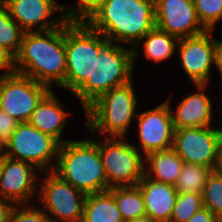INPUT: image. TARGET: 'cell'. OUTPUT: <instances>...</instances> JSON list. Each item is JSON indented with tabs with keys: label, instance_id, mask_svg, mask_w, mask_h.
<instances>
[{
	"label": "cell",
	"instance_id": "6da1fadb",
	"mask_svg": "<svg viewBox=\"0 0 222 222\" xmlns=\"http://www.w3.org/2000/svg\"><path fill=\"white\" fill-rule=\"evenodd\" d=\"M15 72L29 76L50 89H65V21L49 31L24 32L15 56Z\"/></svg>",
	"mask_w": 222,
	"mask_h": 222
},
{
	"label": "cell",
	"instance_id": "7a4b0ae2",
	"mask_svg": "<svg viewBox=\"0 0 222 222\" xmlns=\"http://www.w3.org/2000/svg\"><path fill=\"white\" fill-rule=\"evenodd\" d=\"M87 24L108 41L133 48L155 27V0H105Z\"/></svg>",
	"mask_w": 222,
	"mask_h": 222
},
{
	"label": "cell",
	"instance_id": "3957f363",
	"mask_svg": "<svg viewBox=\"0 0 222 222\" xmlns=\"http://www.w3.org/2000/svg\"><path fill=\"white\" fill-rule=\"evenodd\" d=\"M53 172L86 195L110 189L95 136L62 143Z\"/></svg>",
	"mask_w": 222,
	"mask_h": 222
},
{
	"label": "cell",
	"instance_id": "277c9868",
	"mask_svg": "<svg viewBox=\"0 0 222 222\" xmlns=\"http://www.w3.org/2000/svg\"><path fill=\"white\" fill-rule=\"evenodd\" d=\"M134 72L132 48L107 41L94 59L91 77L72 94L78 98L84 112L103 93L133 81Z\"/></svg>",
	"mask_w": 222,
	"mask_h": 222
},
{
	"label": "cell",
	"instance_id": "5b68a950",
	"mask_svg": "<svg viewBox=\"0 0 222 222\" xmlns=\"http://www.w3.org/2000/svg\"><path fill=\"white\" fill-rule=\"evenodd\" d=\"M133 81L103 93L85 110V126L90 135L126 137L137 117L138 97ZM97 133V134H96Z\"/></svg>",
	"mask_w": 222,
	"mask_h": 222
},
{
	"label": "cell",
	"instance_id": "8992f818",
	"mask_svg": "<svg viewBox=\"0 0 222 222\" xmlns=\"http://www.w3.org/2000/svg\"><path fill=\"white\" fill-rule=\"evenodd\" d=\"M107 41L87 23L65 21V90L73 93L87 77H91L94 59Z\"/></svg>",
	"mask_w": 222,
	"mask_h": 222
},
{
	"label": "cell",
	"instance_id": "52a82bcc",
	"mask_svg": "<svg viewBox=\"0 0 222 222\" xmlns=\"http://www.w3.org/2000/svg\"><path fill=\"white\" fill-rule=\"evenodd\" d=\"M61 143L43 133L29 122L18 123L1 153L9 158L27 162L41 172L54 171Z\"/></svg>",
	"mask_w": 222,
	"mask_h": 222
},
{
	"label": "cell",
	"instance_id": "ba28073f",
	"mask_svg": "<svg viewBox=\"0 0 222 222\" xmlns=\"http://www.w3.org/2000/svg\"><path fill=\"white\" fill-rule=\"evenodd\" d=\"M99 153L109 187L136 186L144 176V156L126 137H100Z\"/></svg>",
	"mask_w": 222,
	"mask_h": 222
},
{
	"label": "cell",
	"instance_id": "9c48e42d",
	"mask_svg": "<svg viewBox=\"0 0 222 222\" xmlns=\"http://www.w3.org/2000/svg\"><path fill=\"white\" fill-rule=\"evenodd\" d=\"M41 174L44 177L39 179L37 200L51 222H81L87 195L53 171Z\"/></svg>",
	"mask_w": 222,
	"mask_h": 222
},
{
	"label": "cell",
	"instance_id": "30bf717a",
	"mask_svg": "<svg viewBox=\"0 0 222 222\" xmlns=\"http://www.w3.org/2000/svg\"><path fill=\"white\" fill-rule=\"evenodd\" d=\"M213 31L201 35L180 38L176 53L184 73L191 84L207 85L212 68L219 70V51L222 41L213 37Z\"/></svg>",
	"mask_w": 222,
	"mask_h": 222
},
{
	"label": "cell",
	"instance_id": "8fae6325",
	"mask_svg": "<svg viewBox=\"0 0 222 222\" xmlns=\"http://www.w3.org/2000/svg\"><path fill=\"white\" fill-rule=\"evenodd\" d=\"M51 90L18 72L0 76V109L19 123L29 122L33 111Z\"/></svg>",
	"mask_w": 222,
	"mask_h": 222
},
{
	"label": "cell",
	"instance_id": "7c38bea8",
	"mask_svg": "<svg viewBox=\"0 0 222 222\" xmlns=\"http://www.w3.org/2000/svg\"><path fill=\"white\" fill-rule=\"evenodd\" d=\"M222 126L175 129L172 148L184 163L215 168Z\"/></svg>",
	"mask_w": 222,
	"mask_h": 222
},
{
	"label": "cell",
	"instance_id": "4fadbf2b",
	"mask_svg": "<svg viewBox=\"0 0 222 222\" xmlns=\"http://www.w3.org/2000/svg\"><path fill=\"white\" fill-rule=\"evenodd\" d=\"M40 173L32 164L0 153V197L15 205L30 204L38 197Z\"/></svg>",
	"mask_w": 222,
	"mask_h": 222
},
{
	"label": "cell",
	"instance_id": "5bb4252c",
	"mask_svg": "<svg viewBox=\"0 0 222 222\" xmlns=\"http://www.w3.org/2000/svg\"><path fill=\"white\" fill-rule=\"evenodd\" d=\"M138 141L133 146L145 157L151 152L171 148L174 138V125L167 102L160 103L153 109L138 112Z\"/></svg>",
	"mask_w": 222,
	"mask_h": 222
},
{
	"label": "cell",
	"instance_id": "9a60e30c",
	"mask_svg": "<svg viewBox=\"0 0 222 222\" xmlns=\"http://www.w3.org/2000/svg\"><path fill=\"white\" fill-rule=\"evenodd\" d=\"M10 17L24 32L49 31L64 21L61 4L56 0H0ZM58 12L60 16H52Z\"/></svg>",
	"mask_w": 222,
	"mask_h": 222
},
{
	"label": "cell",
	"instance_id": "2e32d148",
	"mask_svg": "<svg viewBox=\"0 0 222 222\" xmlns=\"http://www.w3.org/2000/svg\"><path fill=\"white\" fill-rule=\"evenodd\" d=\"M155 27L178 39L207 31L198 20L193 0H155Z\"/></svg>",
	"mask_w": 222,
	"mask_h": 222
},
{
	"label": "cell",
	"instance_id": "e0dca14e",
	"mask_svg": "<svg viewBox=\"0 0 222 222\" xmlns=\"http://www.w3.org/2000/svg\"><path fill=\"white\" fill-rule=\"evenodd\" d=\"M207 86L209 84L194 85L198 91L186 95L180 103L178 102L175 111L171 108L170 99L166 100L175 129L212 126L214 111L211 96L205 93Z\"/></svg>",
	"mask_w": 222,
	"mask_h": 222
},
{
	"label": "cell",
	"instance_id": "ac0fdd59",
	"mask_svg": "<svg viewBox=\"0 0 222 222\" xmlns=\"http://www.w3.org/2000/svg\"><path fill=\"white\" fill-rule=\"evenodd\" d=\"M65 104L51 90L33 111L29 123L43 133H47L57 139L61 144L67 142L63 139L65 126L70 117Z\"/></svg>",
	"mask_w": 222,
	"mask_h": 222
},
{
	"label": "cell",
	"instance_id": "d6986e66",
	"mask_svg": "<svg viewBox=\"0 0 222 222\" xmlns=\"http://www.w3.org/2000/svg\"><path fill=\"white\" fill-rule=\"evenodd\" d=\"M137 186L144 198L146 215L159 222H170L178 195L175 186L154 181L145 175Z\"/></svg>",
	"mask_w": 222,
	"mask_h": 222
},
{
	"label": "cell",
	"instance_id": "ffe728a7",
	"mask_svg": "<svg viewBox=\"0 0 222 222\" xmlns=\"http://www.w3.org/2000/svg\"><path fill=\"white\" fill-rule=\"evenodd\" d=\"M183 164L172 147L151 152L144 157V175L157 182L175 185Z\"/></svg>",
	"mask_w": 222,
	"mask_h": 222
},
{
	"label": "cell",
	"instance_id": "44dd1931",
	"mask_svg": "<svg viewBox=\"0 0 222 222\" xmlns=\"http://www.w3.org/2000/svg\"><path fill=\"white\" fill-rule=\"evenodd\" d=\"M178 40L174 35L154 27L132 48L134 69L136 68L137 58H139L140 50L138 48L140 43L143 45V53L146 59L158 64L174 55Z\"/></svg>",
	"mask_w": 222,
	"mask_h": 222
},
{
	"label": "cell",
	"instance_id": "7402d4cb",
	"mask_svg": "<svg viewBox=\"0 0 222 222\" xmlns=\"http://www.w3.org/2000/svg\"><path fill=\"white\" fill-rule=\"evenodd\" d=\"M81 222H124V219L108 190L86 196Z\"/></svg>",
	"mask_w": 222,
	"mask_h": 222
},
{
	"label": "cell",
	"instance_id": "603a6c76",
	"mask_svg": "<svg viewBox=\"0 0 222 222\" xmlns=\"http://www.w3.org/2000/svg\"><path fill=\"white\" fill-rule=\"evenodd\" d=\"M109 191L114 195L124 222L146 215L144 198L137 185L115 186L111 187Z\"/></svg>",
	"mask_w": 222,
	"mask_h": 222
},
{
	"label": "cell",
	"instance_id": "cb8c5ba5",
	"mask_svg": "<svg viewBox=\"0 0 222 222\" xmlns=\"http://www.w3.org/2000/svg\"><path fill=\"white\" fill-rule=\"evenodd\" d=\"M213 169L206 166L184 163L176 182L178 193L197 192L203 194L207 179Z\"/></svg>",
	"mask_w": 222,
	"mask_h": 222
},
{
	"label": "cell",
	"instance_id": "d4e9b609",
	"mask_svg": "<svg viewBox=\"0 0 222 222\" xmlns=\"http://www.w3.org/2000/svg\"><path fill=\"white\" fill-rule=\"evenodd\" d=\"M23 34L24 31L0 2V45L15 57L20 49Z\"/></svg>",
	"mask_w": 222,
	"mask_h": 222
},
{
	"label": "cell",
	"instance_id": "484cf974",
	"mask_svg": "<svg viewBox=\"0 0 222 222\" xmlns=\"http://www.w3.org/2000/svg\"><path fill=\"white\" fill-rule=\"evenodd\" d=\"M203 206L202 194L178 193L170 222H187Z\"/></svg>",
	"mask_w": 222,
	"mask_h": 222
},
{
	"label": "cell",
	"instance_id": "4316f807",
	"mask_svg": "<svg viewBox=\"0 0 222 222\" xmlns=\"http://www.w3.org/2000/svg\"><path fill=\"white\" fill-rule=\"evenodd\" d=\"M203 206L222 222V175L214 170L207 179L203 194Z\"/></svg>",
	"mask_w": 222,
	"mask_h": 222
},
{
	"label": "cell",
	"instance_id": "83f0119b",
	"mask_svg": "<svg viewBox=\"0 0 222 222\" xmlns=\"http://www.w3.org/2000/svg\"><path fill=\"white\" fill-rule=\"evenodd\" d=\"M104 2L105 0H78L67 8L61 5L62 15L69 23H87Z\"/></svg>",
	"mask_w": 222,
	"mask_h": 222
},
{
	"label": "cell",
	"instance_id": "f1b7e54d",
	"mask_svg": "<svg viewBox=\"0 0 222 222\" xmlns=\"http://www.w3.org/2000/svg\"><path fill=\"white\" fill-rule=\"evenodd\" d=\"M199 22L207 31H214L222 19V0H193Z\"/></svg>",
	"mask_w": 222,
	"mask_h": 222
},
{
	"label": "cell",
	"instance_id": "f546056e",
	"mask_svg": "<svg viewBox=\"0 0 222 222\" xmlns=\"http://www.w3.org/2000/svg\"><path fill=\"white\" fill-rule=\"evenodd\" d=\"M9 222H51V219L38 206L21 204L13 207Z\"/></svg>",
	"mask_w": 222,
	"mask_h": 222
},
{
	"label": "cell",
	"instance_id": "4dcf8cb0",
	"mask_svg": "<svg viewBox=\"0 0 222 222\" xmlns=\"http://www.w3.org/2000/svg\"><path fill=\"white\" fill-rule=\"evenodd\" d=\"M19 122L0 109V150L9 142Z\"/></svg>",
	"mask_w": 222,
	"mask_h": 222
},
{
	"label": "cell",
	"instance_id": "1f68e13d",
	"mask_svg": "<svg viewBox=\"0 0 222 222\" xmlns=\"http://www.w3.org/2000/svg\"><path fill=\"white\" fill-rule=\"evenodd\" d=\"M14 72L15 57L0 45V76H5Z\"/></svg>",
	"mask_w": 222,
	"mask_h": 222
},
{
	"label": "cell",
	"instance_id": "d6a6232c",
	"mask_svg": "<svg viewBox=\"0 0 222 222\" xmlns=\"http://www.w3.org/2000/svg\"><path fill=\"white\" fill-rule=\"evenodd\" d=\"M187 222H221L209 209L202 207Z\"/></svg>",
	"mask_w": 222,
	"mask_h": 222
},
{
	"label": "cell",
	"instance_id": "836d02e7",
	"mask_svg": "<svg viewBox=\"0 0 222 222\" xmlns=\"http://www.w3.org/2000/svg\"><path fill=\"white\" fill-rule=\"evenodd\" d=\"M14 206L15 204L12 201L0 197V222H9Z\"/></svg>",
	"mask_w": 222,
	"mask_h": 222
},
{
	"label": "cell",
	"instance_id": "e575fe53",
	"mask_svg": "<svg viewBox=\"0 0 222 222\" xmlns=\"http://www.w3.org/2000/svg\"><path fill=\"white\" fill-rule=\"evenodd\" d=\"M214 171L218 173L219 175H222V134L218 143L217 161H216V166L214 168Z\"/></svg>",
	"mask_w": 222,
	"mask_h": 222
},
{
	"label": "cell",
	"instance_id": "d590c367",
	"mask_svg": "<svg viewBox=\"0 0 222 222\" xmlns=\"http://www.w3.org/2000/svg\"><path fill=\"white\" fill-rule=\"evenodd\" d=\"M128 222H159V221L152 219L148 215H145L142 217L133 218L129 220Z\"/></svg>",
	"mask_w": 222,
	"mask_h": 222
},
{
	"label": "cell",
	"instance_id": "8d00e7d4",
	"mask_svg": "<svg viewBox=\"0 0 222 222\" xmlns=\"http://www.w3.org/2000/svg\"><path fill=\"white\" fill-rule=\"evenodd\" d=\"M219 73H222V43L220 46V51H219Z\"/></svg>",
	"mask_w": 222,
	"mask_h": 222
},
{
	"label": "cell",
	"instance_id": "74e56055",
	"mask_svg": "<svg viewBox=\"0 0 222 222\" xmlns=\"http://www.w3.org/2000/svg\"><path fill=\"white\" fill-rule=\"evenodd\" d=\"M219 75H220V80H221V85H222V73H219ZM222 87V86H221ZM222 95V94H221ZM221 101H222V96H221Z\"/></svg>",
	"mask_w": 222,
	"mask_h": 222
}]
</instances>
